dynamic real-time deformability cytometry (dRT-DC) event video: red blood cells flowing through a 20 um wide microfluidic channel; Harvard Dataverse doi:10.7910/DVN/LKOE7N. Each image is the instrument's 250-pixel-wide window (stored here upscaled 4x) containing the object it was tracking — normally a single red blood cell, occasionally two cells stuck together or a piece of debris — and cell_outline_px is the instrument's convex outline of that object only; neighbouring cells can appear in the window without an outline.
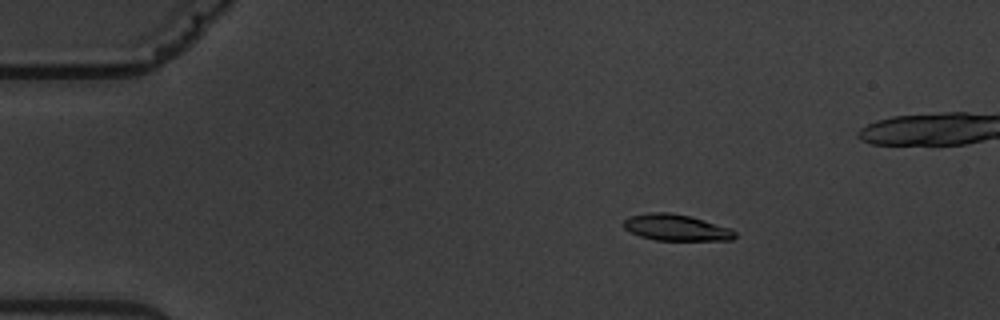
{"species": "common noctule bat (a hibernating species)", "species_latin": "Nyctalus noctula", "temperature_condition": "warm", "stored_images_in_passage": 5, "camera_frame_rate_fps": 3000, "um_per_image_px": 0.085, "animal": {"sex": "male", "body_mass_g": 19.5, "forearm_length_mm": 54.6}, "frame": {"image": 1, "passage_image": 3, "time_ms": 2.0, "image_size_px": [1000, 320], "cell_outline_px": [[736, 236], [732, 240], [656, 240], [640, 236], [624, 228], [624, 220], [628, 216], [648, 212], [672, 212], [704, 220], [732, 228], [736, 232]], "centroid_in_image_um": [57.48, 19.33], "position_along_channel_um": 27.5, "area_um2": 17.11}}